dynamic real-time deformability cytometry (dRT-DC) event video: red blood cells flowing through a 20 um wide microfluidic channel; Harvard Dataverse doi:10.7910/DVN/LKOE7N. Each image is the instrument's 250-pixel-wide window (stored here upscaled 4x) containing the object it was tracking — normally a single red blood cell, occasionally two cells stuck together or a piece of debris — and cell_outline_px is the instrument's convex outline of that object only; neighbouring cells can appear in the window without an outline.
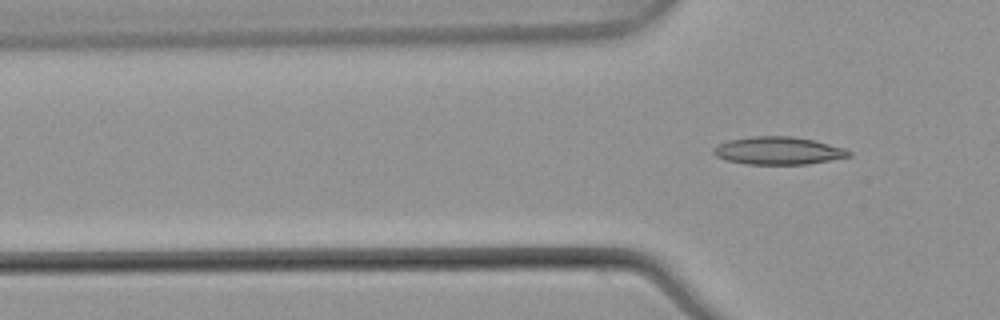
{"species": "common noctule bat (a hibernating species)", "species_latin": "Nyctalus noctula", "temperature_condition": "warm", "stored_images_in_passage": 6, "segment_of_instrument_passage": [2, 2], "camera_frame_rate_fps": 3000, "um_per_image_px": 0.085, "animal": {"sex": "male", "body_mass_g": 21.5, "forearm_length_mm": 52.0}, "frame": {"image": 1, "passage_image": 6, "time_ms": 1.667, "image_size_px": [1000, 320], "cell_outline_px": [[852, 156], [808, 164], [744, 164], [724, 160], [716, 156], [712, 152], [712, 148], [720, 144], [732, 140], [752, 136], [792, 136], [812, 140], [844, 148], [852, 152]], "centroid_in_image_um": [66.14, 12.82], "position_along_channel_um": 59.7, "area_um2": 21.79}}